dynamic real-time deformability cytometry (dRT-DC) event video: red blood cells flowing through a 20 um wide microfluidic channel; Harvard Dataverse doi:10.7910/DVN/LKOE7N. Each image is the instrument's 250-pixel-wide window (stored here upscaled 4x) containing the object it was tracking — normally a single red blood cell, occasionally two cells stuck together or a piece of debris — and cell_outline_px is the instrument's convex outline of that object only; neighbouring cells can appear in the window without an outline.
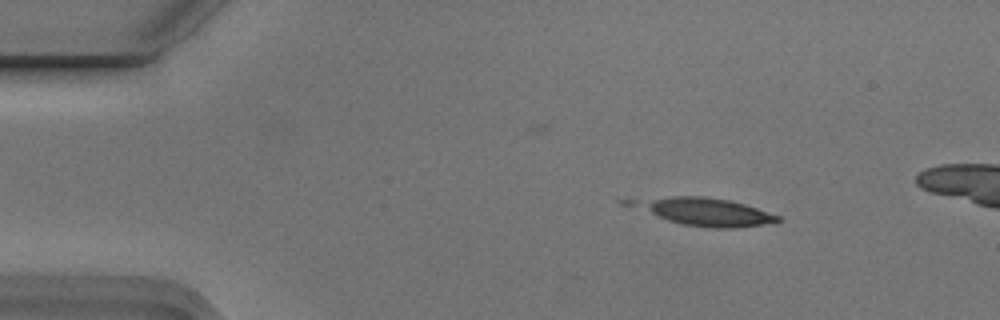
{"species": "Egyptian fruit bat (a non-hibernating species)", "species_latin": "Rousettus aegyptiacus", "temperature_condition": "cold", "stored_images_in_passage": 4, "camera_frame_rate_fps": 3000, "um_per_image_px": 0.085, "animal": {"sex": "male"}, "frame": {"image": 1, "passage_image": 1, "time_ms": 0.0, "image_size_px": [1000, 320], "cell_outline_px": [[784, 220], [776, 224], [736, 228], [712, 228], [684, 224], [668, 220], [620, 204], [616, 200], [672, 196], [704, 196], [728, 200], [744, 204], [780, 216]], "centroid_in_image_um": [59.79, 17.98], "position_along_channel_um": 25.2, "area_um2": 24.39}}